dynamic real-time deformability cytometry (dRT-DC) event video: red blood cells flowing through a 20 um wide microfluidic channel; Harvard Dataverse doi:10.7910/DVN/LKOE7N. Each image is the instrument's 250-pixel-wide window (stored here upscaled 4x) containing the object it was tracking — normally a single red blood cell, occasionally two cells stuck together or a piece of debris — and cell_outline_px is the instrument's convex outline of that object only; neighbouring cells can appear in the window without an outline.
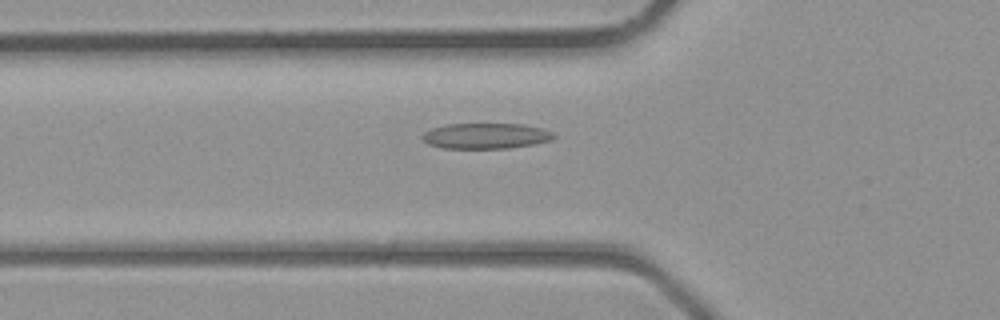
{"species": "common noctule bat (a hibernating species)", "species_latin": "Nyctalus noctula", "temperature_condition": "room temperature", "stored_images_in_passage": 28, "camera_frame_rate_fps": 3000, "um_per_image_px": 0.085, "animal": {"sex": "male", "body_mass_g": 23.1, "forearm_length_mm": 52.7}, "frame": {"image": 1, "passage_image": 2, "time_ms": 0.333, "image_size_px": [1000, 320], "cell_outline_px": [[556, 136], [552, 140], [536, 144], [508, 148], [440, 148], [428, 144], [420, 136], [424, 132], [432, 128], [448, 124], [524, 124], [540, 128], [552, 132]], "centroid_in_image_um": [41.29, 11.55], "position_along_channel_um": 84.5, "area_um2": 19.65}}
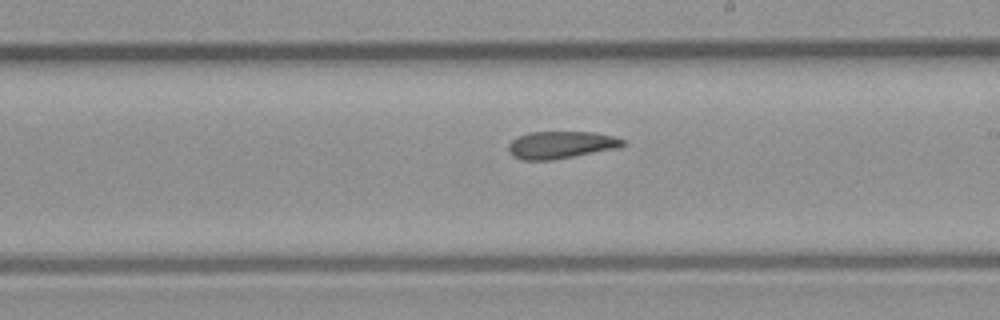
{"frame": {"image": 2, "passage_image": 11, "time_ms": 3.333, "image_size_px": [1000, 320], "cell_outline_px": [[624, 144], [620, 148], [552, 160], [520, 160], [512, 156], [508, 152], [508, 144], [512, 140], [528, 132], [592, 132], [612, 136], [624, 140]], "centroid_in_image_um": [47.65, 12.32], "position_along_channel_um": 241.4, "area_um2": 18.26}}
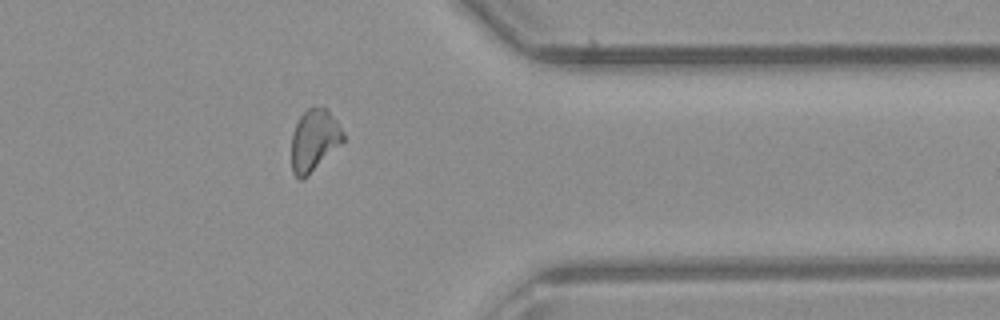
{"frame": {"image": 3, "passage_image": 20, "time_ms": 6.333, "image_size_px": [1000, 320], "cell_outline_px": [[344, 140], [304, 180], [296, 180], [292, 172], [292, 132], [300, 116], [308, 108], [324, 108], [336, 120], [344, 132]], "centroid_in_image_um": [26.68, 11.97], "position_along_channel_um": 384.7, "area_um2": 18.44}}